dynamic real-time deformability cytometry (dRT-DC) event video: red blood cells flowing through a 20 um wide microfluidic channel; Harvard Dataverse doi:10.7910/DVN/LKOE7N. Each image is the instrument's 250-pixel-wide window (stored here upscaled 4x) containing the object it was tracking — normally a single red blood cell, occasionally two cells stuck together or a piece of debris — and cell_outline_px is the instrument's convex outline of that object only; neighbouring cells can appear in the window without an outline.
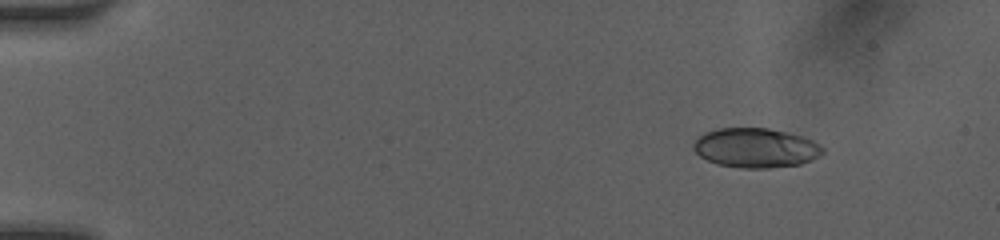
{"species": "human", "species_latin": "Homo sapiens", "temperature_condition": "room temperature", "stored_images_in_passage": 6, "camera_frame_rate_fps": 3000, "um_per_image_px": 0.085, "donor": {"sex": "female"}, "frame": {"image": 1, "passage_image": 3, "time_ms": 2.0, "image_size_px": [1000, 240], "cell_outline_px": [[824, 152], [820, 156], [812, 160], [800, 164], [768, 168], [740, 168], [716, 164], [700, 156], [692, 148], [692, 144], [704, 132], [720, 128], [768, 128], [788, 132], [812, 140], [820, 144], [824, 148]], "centroid_in_image_um": [64.24, 12.57], "position_along_channel_um": 20.8, "area_um2": 29.88}}
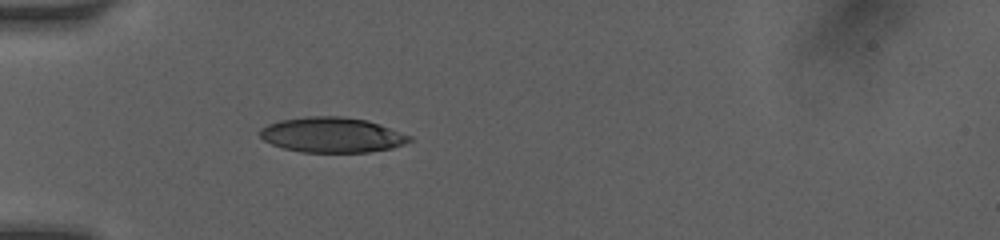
{"frame": {"image": 2, "passage_image": 6, "time_ms": 5.333, "image_size_px": [1000, 240], "cell_outline_px": [[412, 140], [404, 144], [392, 148], [368, 152], [300, 152], [284, 148], [272, 144], [264, 140], [260, 136], [260, 128], [268, 124], [280, 120], [304, 116], [340, 116], [368, 120], [380, 124], [412, 136]], "centroid_in_image_um": [28.23, 11.46], "position_along_channel_um": 56.8, "area_um2": 30.75}}